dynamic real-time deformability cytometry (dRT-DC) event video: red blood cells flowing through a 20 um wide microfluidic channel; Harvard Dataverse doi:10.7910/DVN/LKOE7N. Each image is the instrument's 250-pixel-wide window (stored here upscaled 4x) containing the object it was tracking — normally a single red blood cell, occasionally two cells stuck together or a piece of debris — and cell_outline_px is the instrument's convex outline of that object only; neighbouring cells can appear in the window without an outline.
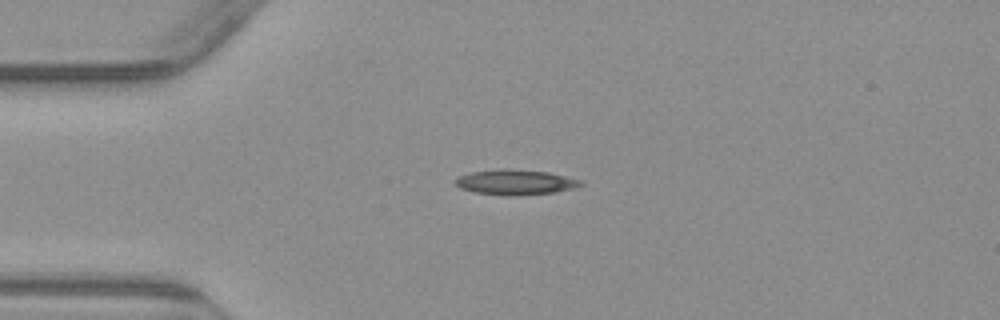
{"species": "common noctule bat (a hibernating species)", "species_latin": "Nyctalus noctula", "temperature_condition": "warm", "stored_images_in_passage": 2, "camera_frame_rate_fps": 3000, "um_per_image_px": 0.085, "animal": {"sex": "male", "body_mass_g": 23.1, "forearm_length_mm": 52.7}, "frame": {"image": 1, "passage_image": 1, "time_ms": 0.0, "image_size_px": [1000, 320], "cell_outline_px": [[584, 184], [576, 188], [556, 192], [516, 196], [512, 196], [476, 192], [460, 188], [452, 180], [456, 176], [472, 172], [500, 168], [504, 168], [548, 172], [580, 180]], "centroid_in_image_um": [43.79, 15.48], "position_along_channel_um": 41.2, "area_um2": 18.5}}